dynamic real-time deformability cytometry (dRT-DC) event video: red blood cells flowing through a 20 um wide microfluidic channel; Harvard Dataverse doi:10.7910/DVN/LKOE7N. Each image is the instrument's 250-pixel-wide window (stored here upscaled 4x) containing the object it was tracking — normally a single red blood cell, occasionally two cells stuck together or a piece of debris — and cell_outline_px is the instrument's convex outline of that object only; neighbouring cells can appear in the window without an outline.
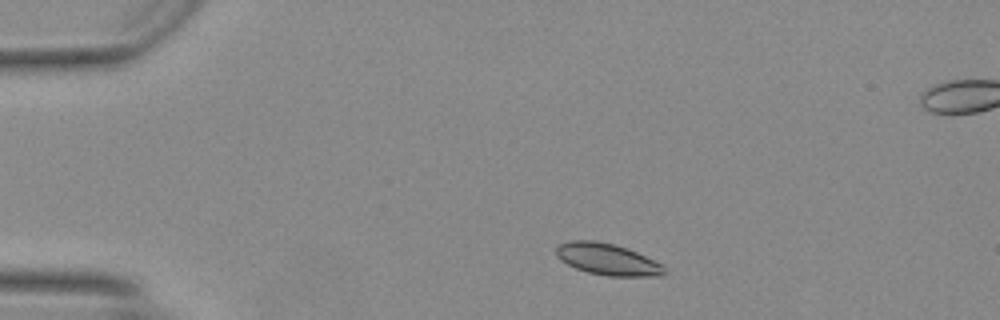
{"species": "Egyptian fruit bat (a non-hibernating species)", "species_latin": "Rousettus aegyptiacus", "temperature_condition": "warm", "stored_images_in_passage": 42, "segment_of_instrument_passage": [1, 2], "camera_frame_rate_fps": 3000, "um_per_image_px": 0.085, "animal": {"sex": "female"}, "frame": {"image": 1, "passage_image": 2, "time_ms": 0.333, "image_size_px": [1000, 320], "cell_outline_px": [[656, 272], [592, 272], [580, 268], [564, 260], [564, 244], [608, 244], [632, 252], [656, 264]], "centroid_in_image_um": [51.52, 22.0], "position_along_channel_um": 33.5, "area_um2": 14.39}}
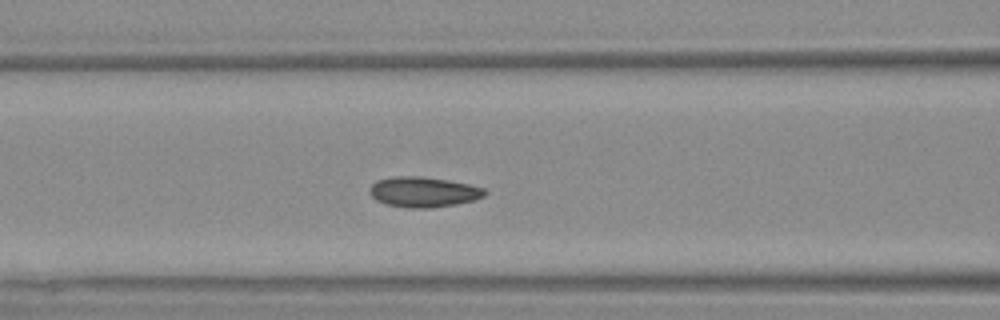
{"frame": {"image": 2, "passage_image": 13, "time_ms": 4.0, "image_size_px": [1000, 320], "cell_outline_px": [[484, 192], [480, 196], [464, 200], [444, 204], [396, 204], [384, 200], [376, 196], [372, 192], [372, 188], [376, 184], [384, 180], [436, 180], [460, 184], [476, 188]], "centroid_in_image_um": [36.01, 16.31], "position_along_channel_um": 130.6, "area_um2": 15.43}}
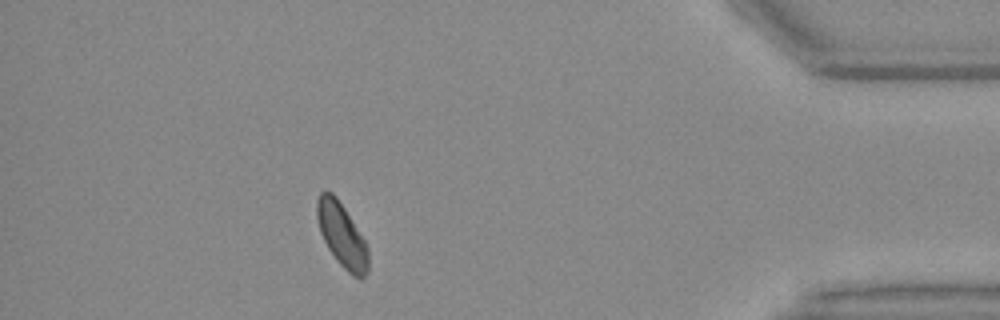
{"frame": {"image": 3, "passage_image": 36, "time_ms": 11.667, "image_size_px": [1000, 320], "cell_outline_px": [[364, 264], [360, 276], [352, 272], [336, 256], [328, 244], [320, 228], [320, 196], [324, 192], [328, 192], [340, 204], [364, 244]], "centroid_in_image_um": [29.0, 19.9], "position_along_channel_um": 406.2, "area_um2": 15.09}}